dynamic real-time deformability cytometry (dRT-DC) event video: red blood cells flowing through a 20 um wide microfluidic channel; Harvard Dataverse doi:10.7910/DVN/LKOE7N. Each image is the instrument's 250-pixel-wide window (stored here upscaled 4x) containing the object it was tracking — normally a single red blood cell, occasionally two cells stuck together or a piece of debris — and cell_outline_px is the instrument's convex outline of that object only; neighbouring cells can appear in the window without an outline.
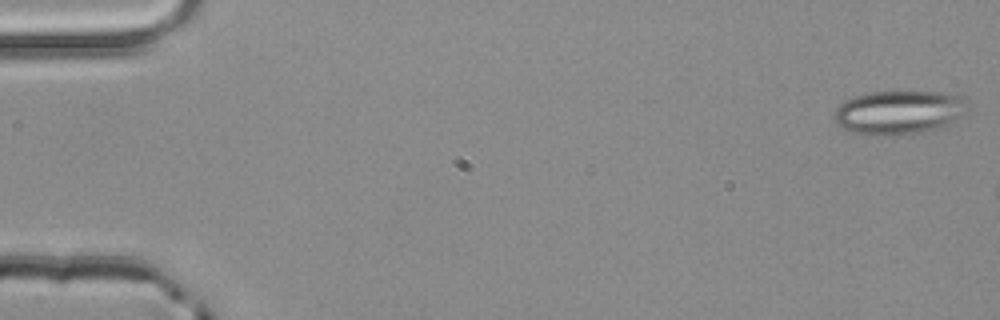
{"species": "common noctule bat (a hibernating species)", "species_latin": "Nyctalus noctula", "temperature_condition": "room temperature", "stored_images_in_passage": 3, "camera_frame_rate_fps": 3000, "um_per_image_px": 0.085, "animal": {"sex": "male", "body_mass_g": 20.4}, "frame": {"image": 1, "passage_image": 1, "time_ms": 0.0, "image_size_px": [1000, 320], "cell_outline_px": [[964, 100], [956, 116], [952, 120], [940, 128], [924, 132], [888, 136], [872, 136], [852, 132], [844, 128], [832, 116], [836, 108], [844, 100], [868, 92], [940, 92], [960, 96]], "centroid_in_image_um": [76.26, 9.56], "position_along_channel_um": 8.7, "area_um2": 33.29}}